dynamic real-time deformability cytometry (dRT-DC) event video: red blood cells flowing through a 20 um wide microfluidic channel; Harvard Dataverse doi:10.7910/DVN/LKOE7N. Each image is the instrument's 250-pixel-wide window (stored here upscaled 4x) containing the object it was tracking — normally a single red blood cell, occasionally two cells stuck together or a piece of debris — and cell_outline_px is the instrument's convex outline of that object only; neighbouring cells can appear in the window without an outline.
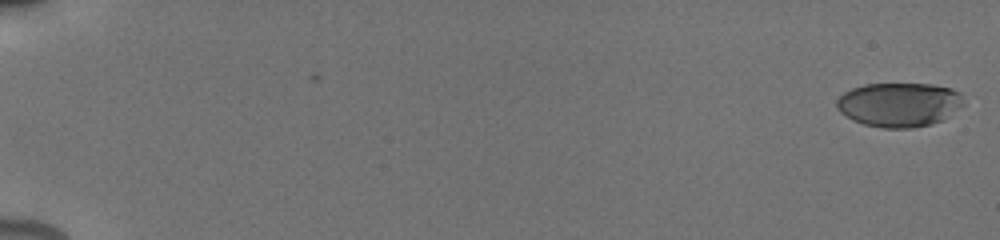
{"species": "human", "species_latin": "Homo sapiens", "temperature_condition": "cold", "stored_images_in_passage": 57, "camera_frame_rate_fps": 3000, "um_per_image_px": 0.085, "donor": {"sex": "male"}, "frame": {"image": 1, "passage_image": 1, "time_ms": 0.0, "image_size_px": [1000, 240], "cell_outline_px": [[964, 104], [944, 120], [932, 124], [912, 128], [884, 128], [864, 124], [852, 120], [840, 112], [836, 108], [836, 100], [844, 92], [852, 88], [864, 84], [932, 84], [952, 88], [960, 92]], "centroid_in_image_um": [76.43, 8.89], "position_along_channel_um": 8.6, "area_um2": 32.95}}
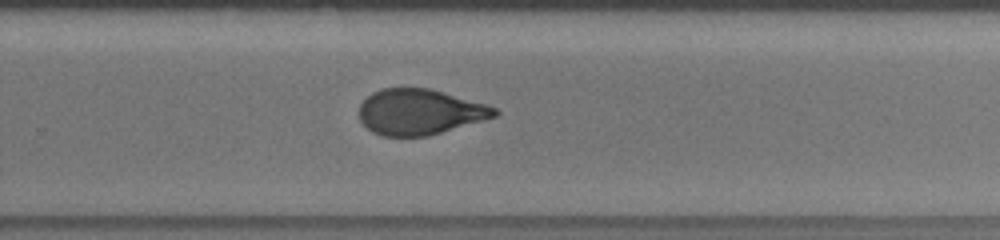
{"frame": {"image": 2, "passage_image": 40, "time_ms": 12.667, "image_size_px": [1000, 240], "cell_outline_px": [[500, 112], [496, 116], [428, 136], [380, 136], [372, 132], [360, 120], [360, 104], [372, 92], [380, 88], [428, 88], [484, 104], [496, 108]], "centroid_in_image_um": [35.64, 9.52], "position_along_channel_um": 294.2, "area_um2": 35.6}}
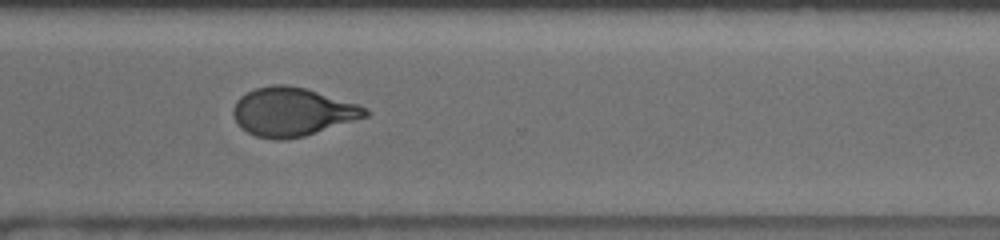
{"frame": {"image": 3, "passage_image": 44, "time_ms": 14.0, "image_size_px": [1000, 240], "cell_outline_px": [[372, 112], [368, 116], [304, 136], [284, 140], [276, 140], [256, 136], [240, 128], [232, 112], [232, 108], [236, 100], [240, 96], [256, 88], [272, 84], [288, 84], [304, 88], [360, 104], [368, 108]], "centroid_in_image_um": [24.86, 9.5], "position_along_channel_um": 345.7, "area_um2": 37.51}, "authors_computed_cell_mechanics": {"area_um2": 36.6452, "velocity_mm_per_s": 3.8691, "shape_relaxation_time_tau1_ms": 5.3216, "shape_relaxation_time_tau2_ms": 1.1972, "deformation_change_tau1": 0.1903, "deformation_change_tau2": 0.0739}}